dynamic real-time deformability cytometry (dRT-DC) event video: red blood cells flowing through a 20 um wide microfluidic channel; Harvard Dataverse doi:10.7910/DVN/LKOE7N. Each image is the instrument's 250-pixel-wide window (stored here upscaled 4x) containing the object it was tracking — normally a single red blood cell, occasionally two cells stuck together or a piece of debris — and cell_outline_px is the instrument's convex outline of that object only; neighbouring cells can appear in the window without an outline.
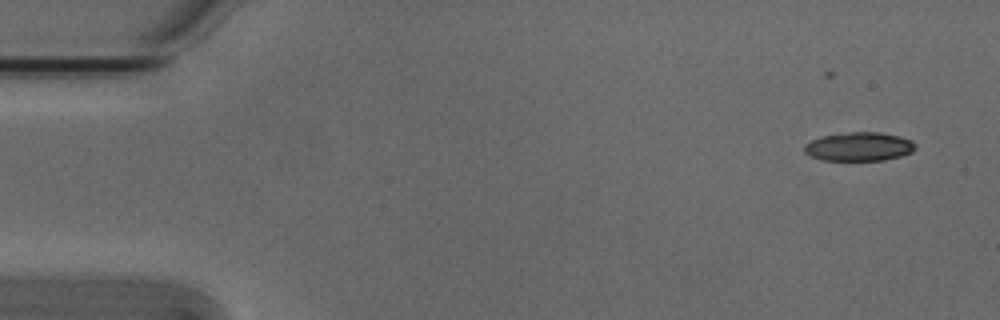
{"species": "Egyptian fruit bat (a non-hibernating species)", "species_latin": "Rousettus aegyptiacus", "temperature_condition": "cold", "stored_images_in_passage": 7, "camera_frame_rate_fps": 3000, "um_per_image_px": 0.085, "animal": {"sex": "male"}, "frame": {"image": 1, "passage_image": 2, "time_ms": 0.333, "image_size_px": [1000, 320], "cell_outline_px": [[916, 148], [912, 152], [900, 156], [884, 160], [820, 160], [804, 152], [804, 144], [812, 140], [824, 136], [852, 132], [880, 132], [900, 136], [912, 140], [916, 144]], "centroid_in_image_um": [73.05, 12.46], "position_along_channel_um": 11.9, "area_um2": 18.55}}
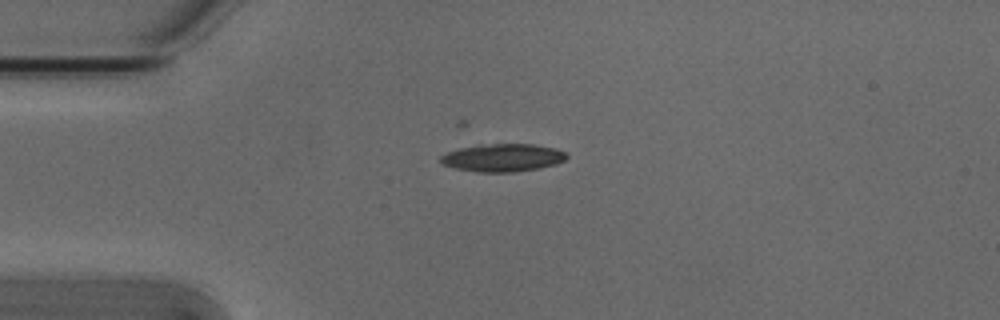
{"frame": {"image": 2, "passage_image": 5, "time_ms": 1.333, "image_size_px": [1000, 320], "cell_outline_px": [[568, 156], [564, 160], [556, 164], [540, 168], [512, 172], [476, 172], [456, 168], [440, 164], [440, 156], [448, 152], [460, 148], [492, 144], [532, 144], [556, 148], [564, 152]], "centroid_in_image_um": [42.74, 13.41], "position_along_channel_um": 42.3, "area_um2": 20.29}}
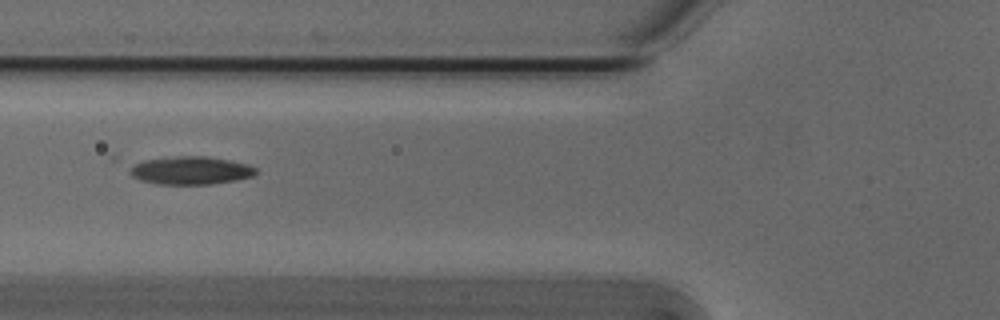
{"frame": {"image": 3, "passage_image": 7, "time_ms": 2.0, "image_size_px": [1000, 320], "cell_outline_px": [[256, 172], [252, 176], [236, 180], [212, 184], [156, 184], [140, 180], [132, 176], [112, 160], [112, 156], [204, 156], [228, 160], [248, 164], [256, 168]], "centroid_in_image_um": [15.62, 14.4], "position_along_channel_um": 110.2, "area_um2": 23.12}}